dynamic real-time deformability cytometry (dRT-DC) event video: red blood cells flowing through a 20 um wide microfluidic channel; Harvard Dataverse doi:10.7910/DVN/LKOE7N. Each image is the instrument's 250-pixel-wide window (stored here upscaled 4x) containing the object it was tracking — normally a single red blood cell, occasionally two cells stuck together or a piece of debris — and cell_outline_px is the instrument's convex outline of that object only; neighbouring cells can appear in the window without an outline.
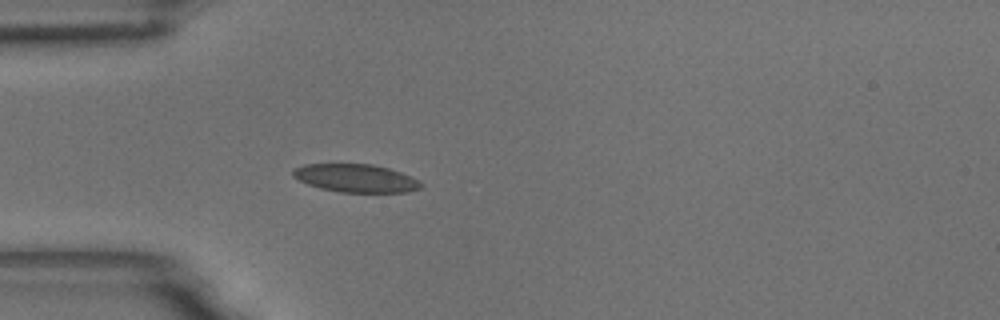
{"species": "common noctule bat (a hibernating species)", "species_latin": "Nyctalus noctula", "temperature_condition": "room temperature", "stored_images_in_passage": 29, "camera_frame_rate_fps": 3000, "um_per_image_px": 0.085, "animal": {"sex": "male", "body_mass_g": 18.8}, "frame": {"image": 1, "passage_image": 16, "time_ms": 5.0, "image_size_px": [1000, 320], "cell_outline_px": [[424, 188], [408, 192], [340, 192], [320, 188], [308, 184], [292, 176], [292, 168], [304, 164], [372, 164], [388, 168], [400, 172], [420, 180], [424, 184]], "centroid_in_image_um": [30.27, 15.15], "position_along_channel_um": 54.7, "area_um2": 21.1}}